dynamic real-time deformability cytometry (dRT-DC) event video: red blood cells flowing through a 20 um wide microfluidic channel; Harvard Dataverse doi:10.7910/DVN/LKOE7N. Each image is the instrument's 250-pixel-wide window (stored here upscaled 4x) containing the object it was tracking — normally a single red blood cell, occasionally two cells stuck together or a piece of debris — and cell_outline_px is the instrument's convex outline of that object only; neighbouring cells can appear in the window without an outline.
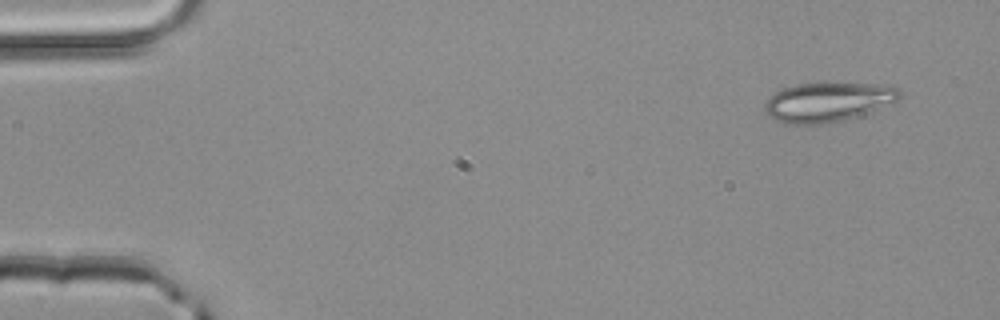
{"species": "common noctule bat (a hibernating species)", "species_latin": "Nyctalus noctula", "temperature_condition": "room temperature", "stored_images_in_passage": 3, "camera_frame_rate_fps": 3000, "um_per_image_px": 0.085, "animal": {"sex": "male", "body_mass_g": 20.4}, "frame": {"image": 1, "passage_image": 1, "time_ms": 0.0, "image_size_px": [1000, 320], "cell_outline_px": [[904, 96], [896, 100], [868, 112], [844, 120], [820, 124], [788, 124], [776, 120], [764, 108], [764, 104], [776, 92], [784, 88], [796, 84], [828, 80], [892, 84], [900, 88], [904, 92]], "centroid_in_image_um": [70.48, 8.59], "position_along_channel_um": 14.5, "area_um2": 31.91}}